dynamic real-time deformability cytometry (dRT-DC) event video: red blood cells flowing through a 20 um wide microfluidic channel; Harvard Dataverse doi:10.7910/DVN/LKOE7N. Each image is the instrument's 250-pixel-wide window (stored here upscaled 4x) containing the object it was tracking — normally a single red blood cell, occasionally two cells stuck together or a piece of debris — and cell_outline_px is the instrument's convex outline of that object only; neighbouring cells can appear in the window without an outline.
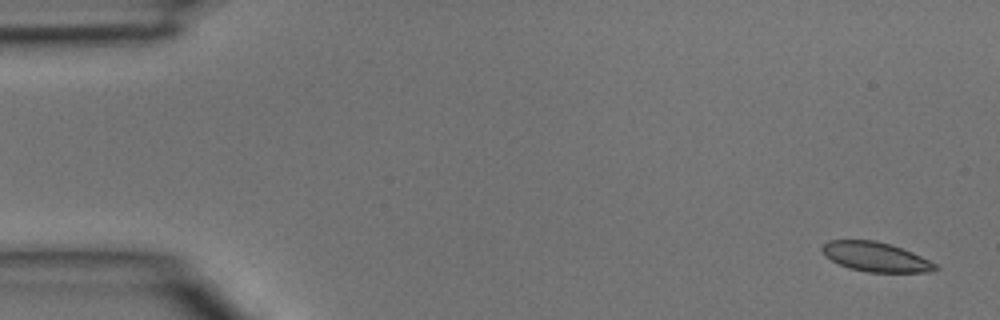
{"species": "common noctule bat (a hibernating species)", "species_latin": "Nyctalus noctula", "temperature_condition": "room temperature", "stored_images_in_passage": 5, "camera_frame_rate_fps": 3000, "um_per_image_px": 0.085, "animal": {"sex": "male", "body_mass_g": 15.6}, "frame": {"image": 1, "passage_image": 1, "time_ms": 0.0, "image_size_px": [1000, 320], "cell_outline_px": [[940, 268], [932, 272], [868, 272], [848, 268], [824, 256], [820, 248], [828, 240], [876, 240], [912, 252], [936, 264]], "centroid_in_image_um": [74.41, 21.84], "position_along_channel_um": 10.6, "area_um2": 19.36}}
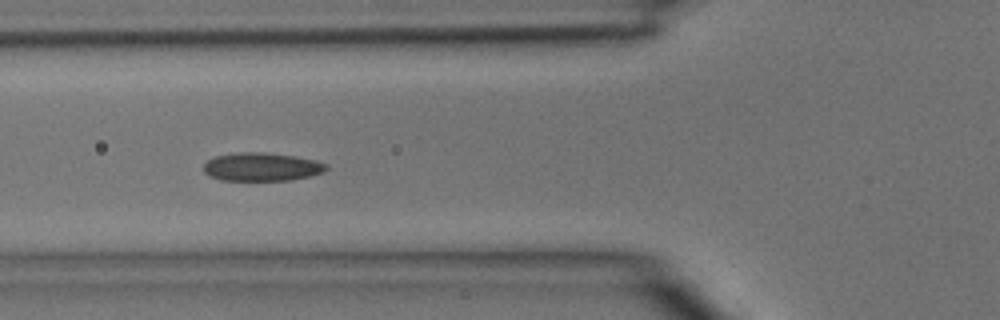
{"frame": {"image": 2, "passage_image": 5, "time_ms": 1.333, "image_size_px": [1000, 320], "cell_outline_px": [[328, 168], [324, 172], [292, 180], [220, 180], [208, 176], [204, 172], [204, 164], [208, 160], [216, 156], [236, 152], [264, 152], [296, 156], [316, 160], [328, 164]], "centroid_in_image_um": [22.25, 14.18], "position_along_channel_um": 103.5, "area_um2": 20.4}}